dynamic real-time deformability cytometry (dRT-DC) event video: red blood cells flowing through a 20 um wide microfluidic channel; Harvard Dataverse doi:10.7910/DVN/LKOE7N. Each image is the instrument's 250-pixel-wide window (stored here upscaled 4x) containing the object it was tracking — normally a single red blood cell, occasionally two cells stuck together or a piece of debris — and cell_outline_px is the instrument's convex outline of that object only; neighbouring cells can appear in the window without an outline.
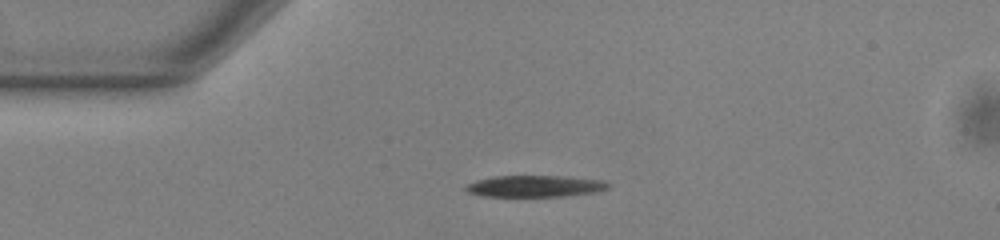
{"species": "common noctule bat (a hibernating species)", "species_latin": "Nyctalus noctula", "temperature_condition": "warm", "stored_images_in_passage": 41, "camera_frame_rate_fps": 3000, "um_per_image_px": 0.085, "animal": {"sex": "male", "body_mass_g": 13.0, "forearm_length_mm": 53.1}, "frame": {"image": 1, "passage_image": 1, "time_ms": 0.0, "image_size_px": [1000, 240], "cell_outline_px": [[612, 184], [608, 188], [600, 192], [564, 196], [484, 196], [468, 192], [464, 188], [468, 184], [476, 180], [496, 176], [568, 176], [608, 180]], "centroid_in_image_um": [45.6, 15.81], "position_along_channel_um": 39.4, "area_um2": 18.15}}
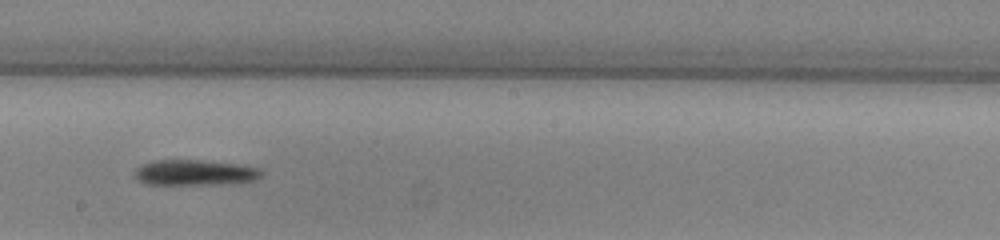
{"frame": {"image": 2, "passage_image": 18, "time_ms": 5.667, "image_size_px": [1000, 240], "cell_outline_px": [[264, 172], [256, 180], [232, 184], [148, 184], [136, 180], [132, 176], [132, 172], [136, 168], [152, 160], [200, 160], [236, 164], [260, 168]], "centroid_in_image_um": [16.54, 14.68], "position_along_channel_um": 231.7, "area_um2": 19.13}}
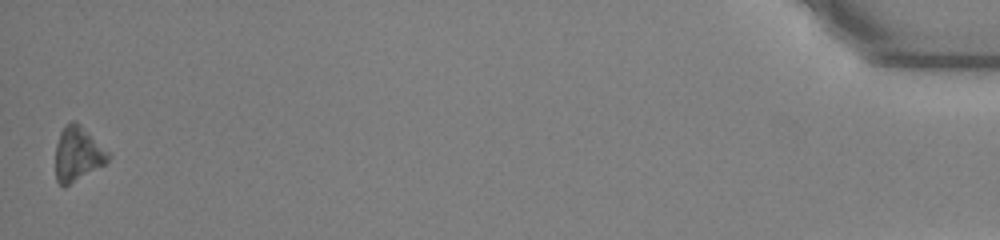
{"frame": {"image": 3, "passage_image": 41, "time_ms": 13.333, "image_size_px": [1000, 240], "cell_outline_px": [[112, 156], [104, 164], [64, 188], [56, 180], [56, 144], [60, 132], [64, 124], [72, 120], [76, 120], [112, 152]], "centroid_in_image_um": [6.63, 13.05], "position_along_channel_um": 428.6, "area_um2": 17.17}, "authors_computed_cell_mechanics": {"area_um2": 17.918, "velocity_mm_per_s": 3.8728, "shape_relaxation_time_tau1_ms": 0.9709, "shape_relaxation_time_tau2_ms": null, "deformation_change_tau1": 0.1047, "deformation_change_tau2": null}}